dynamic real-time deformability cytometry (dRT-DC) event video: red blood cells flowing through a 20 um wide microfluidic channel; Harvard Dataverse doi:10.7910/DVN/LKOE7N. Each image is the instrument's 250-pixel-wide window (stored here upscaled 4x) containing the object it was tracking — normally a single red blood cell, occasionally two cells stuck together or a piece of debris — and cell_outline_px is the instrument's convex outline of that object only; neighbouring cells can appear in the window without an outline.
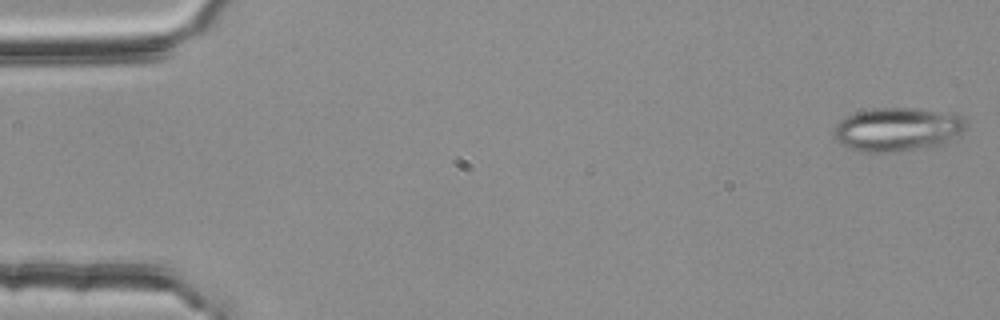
{"species": "common noctule bat (a hibernating species)", "species_latin": "Nyctalus noctula", "temperature_condition": "room temperature", "stored_images_in_passage": 54, "segment_of_instrument_passage": [1, 2], "camera_frame_rate_fps": 3000, "um_per_image_px": 0.085, "animal": {"sex": "female", "body_mass_g": 25.1}, "frame": {"image": 1, "passage_image": 1, "time_ms": 0.0, "image_size_px": [1000, 320], "cell_outline_px": [[968, 128], [948, 140], [940, 144], [928, 148], [896, 152], [860, 152], [848, 148], [840, 144], [836, 140], [832, 132], [836, 124], [840, 120], [856, 112], [876, 108], [916, 108], [956, 112], [964, 116], [968, 120]], "centroid_in_image_um": [76.33, 10.99], "position_along_channel_um": 8.7, "area_um2": 34.39}}